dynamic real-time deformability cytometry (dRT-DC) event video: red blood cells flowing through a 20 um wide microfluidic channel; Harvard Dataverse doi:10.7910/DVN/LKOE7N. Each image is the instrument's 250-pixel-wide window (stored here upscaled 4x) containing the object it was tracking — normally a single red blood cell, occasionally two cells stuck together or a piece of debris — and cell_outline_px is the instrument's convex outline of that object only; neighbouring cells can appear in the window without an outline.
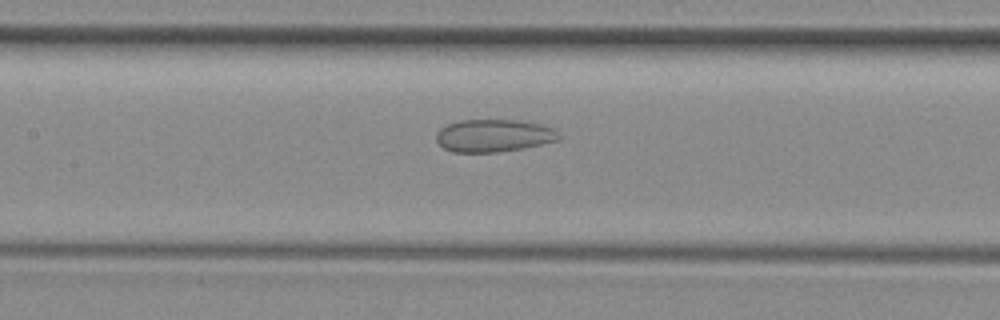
{"species": "common noctule bat (a hibernating species)", "species_latin": "Nyctalus noctula", "temperature_condition": "room temperature", "stored_images_in_passage": 28, "camera_frame_rate_fps": 3000, "um_per_image_px": 0.085, "animal": {"sex": "female", "body_mass_g": 29.2, "forearm_length_mm": 56.3}, "frame": {"image": 1, "passage_image": 23, "time_ms": 7.333, "image_size_px": [1000, 320], "cell_outline_px": [[560, 140], [524, 148], [496, 152], [452, 152], [444, 148], [436, 140], [436, 132], [440, 128], [448, 124], [460, 120], [520, 120], [540, 124], [556, 128], [560, 136]], "centroid_in_image_um": [41.99, 11.52], "position_along_channel_um": 165.4, "area_um2": 23.47}}
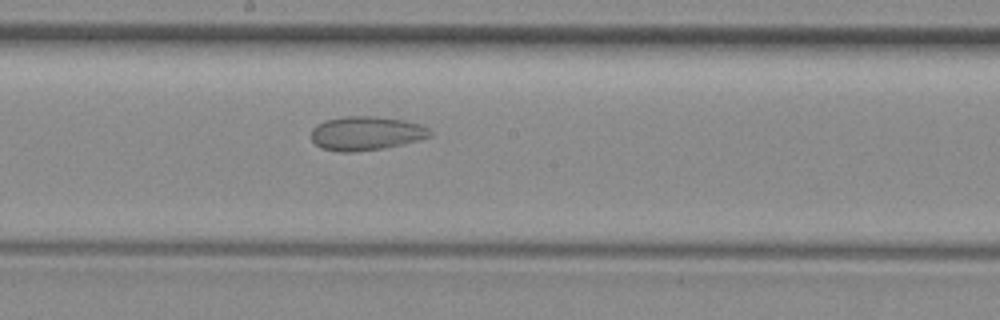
{"frame": {"image": 2, "passage_image": 27, "time_ms": 8.667, "image_size_px": [1000, 320], "cell_outline_px": [[432, 136], [404, 144], [384, 148], [352, 152], [340, 152], [320, 148], [312, 140], [312, 128], [316, 124], [324, 120], [344, 116], [372, 116], [404, 120], [420, 124], [428, 128], [432, 132]], "centroid_in_image_um": [31.11, 11.33], "position_along_channel_um": 217.1, "area_um2": 23.64}}